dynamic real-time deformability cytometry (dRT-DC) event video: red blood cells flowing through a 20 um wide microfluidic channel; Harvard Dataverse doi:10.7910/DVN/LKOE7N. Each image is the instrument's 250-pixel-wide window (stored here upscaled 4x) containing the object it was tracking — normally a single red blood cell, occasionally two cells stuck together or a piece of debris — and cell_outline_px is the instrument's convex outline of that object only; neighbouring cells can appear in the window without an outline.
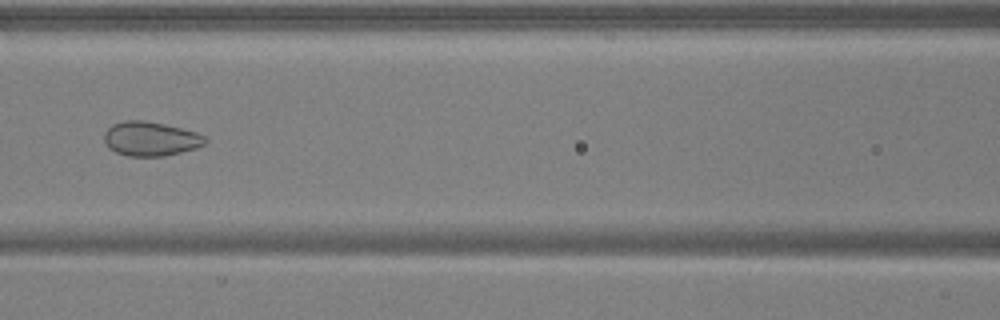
{"species": "common noctule bat (a hibernating species)", "species_latin": "Nyctalus noctula", "temperature_condition": "warm", "stored_images_in_passage": 4, "camera_frame_rate_fps": 3000, "um_per_image_px": 0.085, "animal": {"sex": "male", "body_mass_g": 17.9, "forearm_length_mm": 54.2}, "frame": {"image": 1, "passage_image": 4, "time_ms": 1.0, "image_size_px": [1000, 320], "cell_outline_px": [[208, 140], [204, 144], [196, 148], [164, 156], [128, 156], [116, 152], [108, 148], [104, 140], [104, 132], [112, 124], [124, 120], [144, 120], [164, 124], [196, 132], [204, 136]], "centroid_in_image_um": [12.77, 11.79], "position_along_channel_um": 153.8, "area_um2": 20.17}}